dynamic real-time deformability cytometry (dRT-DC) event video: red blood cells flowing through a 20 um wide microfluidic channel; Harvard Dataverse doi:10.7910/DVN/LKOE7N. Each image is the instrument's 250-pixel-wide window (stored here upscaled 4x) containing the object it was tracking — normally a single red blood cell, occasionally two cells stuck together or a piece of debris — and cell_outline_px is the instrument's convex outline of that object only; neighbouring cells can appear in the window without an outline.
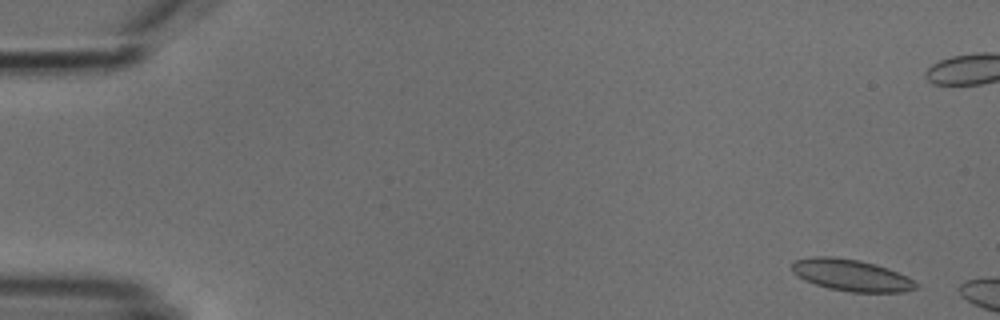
{"species": "common noctule bat (a hibernating species)", "species_latin": "Nyctalus noctula", "temperature_condition": "cold", "stored_images_in_passage": 4, "camera_frame_rate_fps": 3000, "um_per_image_px": 0.085, "animal": {"sex": "male", "body_mass_g": 18.8}, "frame": {"image": 1, "passage_image": 1, "time_ms": 0.0, "image_size_px": [1000, 320], "cell_outline_px": [[920, 288], [904, 292], [852, 292], [828, 288], [804, 280], [792, 272], [792, 264], [796, 260], [812, 256], [832, 256], [860, 260], [876, 264], [888, 268], [908, 276], [920, 284]], "centroid_in_image_um": [72.42, 23.39], "position_along_channel_um": 12.6, "area_um2": 23.18}}